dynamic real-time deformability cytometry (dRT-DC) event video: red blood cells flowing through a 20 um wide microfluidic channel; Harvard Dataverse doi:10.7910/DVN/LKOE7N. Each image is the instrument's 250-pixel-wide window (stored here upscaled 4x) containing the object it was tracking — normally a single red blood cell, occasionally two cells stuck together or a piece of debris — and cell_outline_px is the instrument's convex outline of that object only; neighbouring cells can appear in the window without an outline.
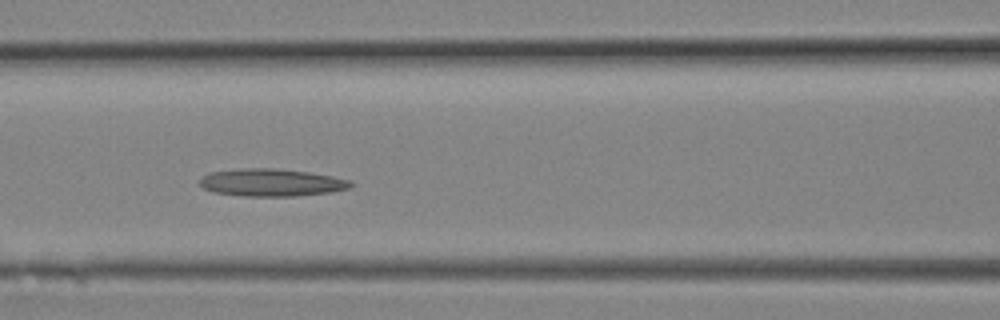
{"species": "Egyptian fruit bat (a non-hibernating species)", "species_latin": "Rousettus aegyptiacus", "temperature_condition": "room temperature", "stored_images_in_passage": 10, "camera_frame_rate_fps": 3000, "um_per_image_px": 0.085, "animal": {"sex": "female"}, "frame": {"image": 1, "passage_image": 9, "time_ms": 2.667, "image_size_px": [1000, 320], "cell_outline_px": [[356, 184], [348, 188], [328, 192], [296, 196], [244, 196], [216, 192], [204, 188], [200, 184], [200, 180], [204, 176], [212, 172], [236, 168], [272, 168], [308, 172], [332, 176], [352, 180]], "centroid_in_image_um": [23.11, 15.51], "position_along_channel_um": 143.5, "area_um2": 24.04}}
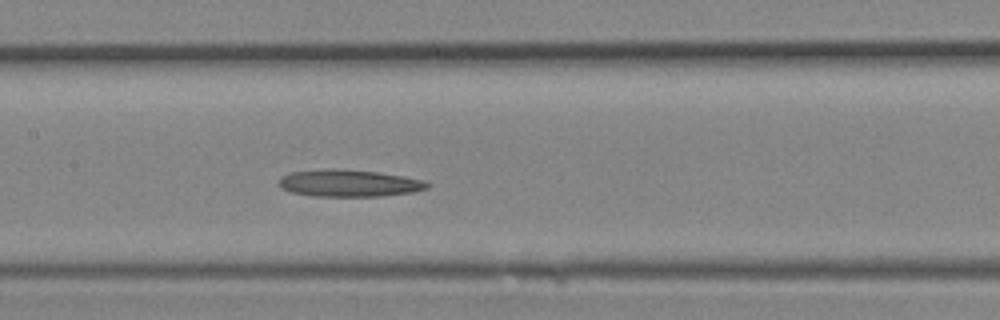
{"frame": {"image": 2, "passage_image": 10, "time_ms": 3.0, "image_size_px": [1000, 320], "cell_outline_px": [[432, 184], [428, 188], [412, 192], [380, 196], [312, 196], [292, 192], [280, 188], [276, 184], [280, 176], [288, 172], [332, 168], [336, 168], [380, 172], [404, 176], [424, 180]], "centroid_in_image_um": [29.63, 15.56], "position_along_channel_um": 177.8, "area_um2": 23.76}}